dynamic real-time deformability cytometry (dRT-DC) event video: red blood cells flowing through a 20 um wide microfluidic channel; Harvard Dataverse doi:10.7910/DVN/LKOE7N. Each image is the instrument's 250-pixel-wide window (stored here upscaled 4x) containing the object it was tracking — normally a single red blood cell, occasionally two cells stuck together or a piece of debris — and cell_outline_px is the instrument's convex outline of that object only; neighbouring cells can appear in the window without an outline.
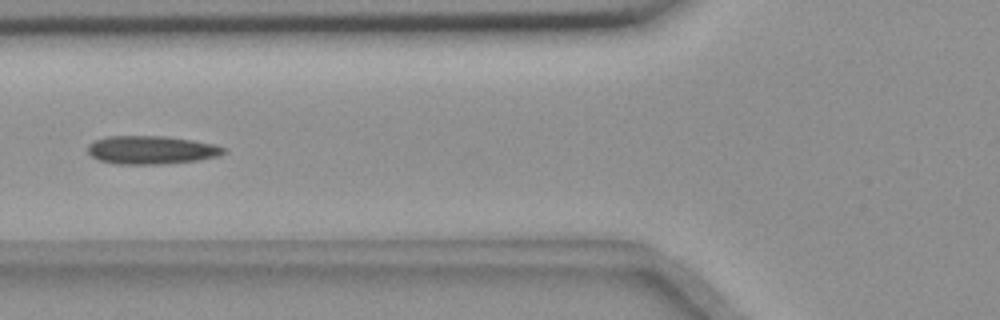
{"species": "common noctule bat (a hibernating species)", "species_latin": "Nyctalus noctula", "temperature_condition": "room temperature", "stored_images_in_passage": 6, "camera_frame_rate_fps": 3000, "um_per_image_px": 0.085, "animal": {"sex": "female", "body_mass_g": 18.4}, "frame": {"image": 1, "passage_image": 6, "time_ms": 6.667, "image_size_px": [1000, 320], "cell_outline_px": [[228, 148], [220, 156], [200, 160], [164, 164], [116, 164], [100, 160], [92, 156], [88, 152], [88, 144], [96, 140], [108, 136], [168, 136], [216, 144]], "centroid_in_image_um": [12.92, 12.75], "position_along_channel_um": 112.9, "area_um2": 22.6}}